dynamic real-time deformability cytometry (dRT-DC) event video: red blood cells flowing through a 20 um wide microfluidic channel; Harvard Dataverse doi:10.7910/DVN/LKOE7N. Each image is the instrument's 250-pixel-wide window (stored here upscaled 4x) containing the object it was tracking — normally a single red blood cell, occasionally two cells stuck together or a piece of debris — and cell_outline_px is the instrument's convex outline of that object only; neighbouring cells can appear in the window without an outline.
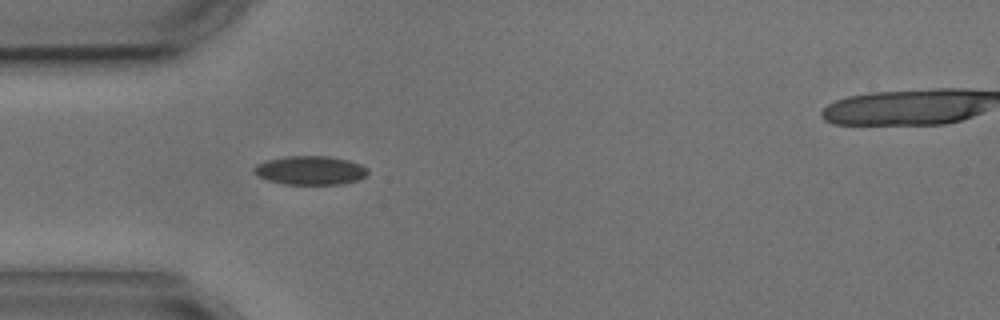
{"species": "common noctule bat (a hibernating species)", "species_latin": "Nyctalus noctula", "temperature_condition": "cold", "stored_images_in_passage": 6, "camera_frame_rate_fps": 3000, "um_per_image_px": 0.085, "animal": {"sex": "male", "body_mass_g": 17.9, "forearm_length_mm": 54.2}, "frame": {"image": 1, "passage_image": 5, "time_ms": 5.0, "image_size_px": [1000, 320], "cell_outline_px": [[368, 172], [364, 176], [356, 180], [344, 184], [284, 184], [268, 180], [256, 176], [252, 172], [252, 168], [256, 164], [268, 160], [288, 156], [328, 156], [348, 160], [360, 164], [368, 168]], "centroid_in_image_um": [26.34, 14.48], "position_along_channel_um": 58.7, "area_um2": 19.13}}